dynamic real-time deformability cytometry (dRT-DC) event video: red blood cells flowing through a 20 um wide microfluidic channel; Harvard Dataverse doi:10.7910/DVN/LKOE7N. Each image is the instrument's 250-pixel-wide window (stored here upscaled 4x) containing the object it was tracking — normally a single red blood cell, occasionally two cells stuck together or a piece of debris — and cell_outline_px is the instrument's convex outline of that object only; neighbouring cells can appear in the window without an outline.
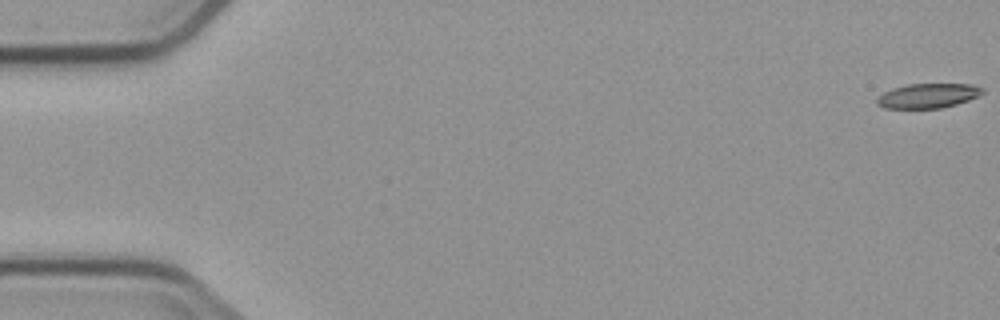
{"species": "common noctule bat (a hibernating species)", "species_latin": "Nyctalus noctula", "temperature_condition": "cold", "stored_images_in_passage": 3, "camera_frame_rate_fps": 3000, "um_per_image_px": 0.085, "animal": {"sex": "male", "body_mass_g": 23.1, "forearm_length_mm": 52.7}, "frame": {"image": 1, "passage_image": 1, "time_ms": 0.0, "image_size_px": [1000, 320], "cell_outline_px": [[984, 92], [968, 100], [956, 104], [940, 108], [884, 108], [876, 104], [876, 100], [884, 92], [892, 88], [908, 84], [972, 84], [984, 88]], "centroid_in_image_um": [78.87, 8.13], "position_along_channel_um": 6.1, "area_um2": 15.03}}